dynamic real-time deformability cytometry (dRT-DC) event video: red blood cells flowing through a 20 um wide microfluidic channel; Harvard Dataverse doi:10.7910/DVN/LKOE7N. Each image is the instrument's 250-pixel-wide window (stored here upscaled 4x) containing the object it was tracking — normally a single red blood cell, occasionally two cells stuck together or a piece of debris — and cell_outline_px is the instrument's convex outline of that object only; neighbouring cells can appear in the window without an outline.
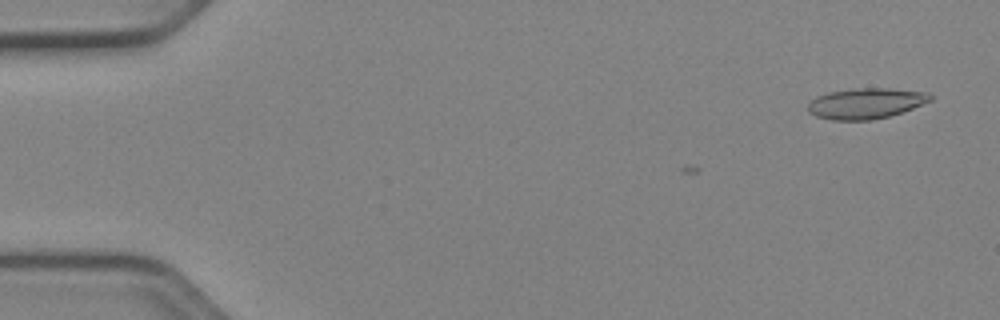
{"species": "Egyptian fruit bat (a non-hibernating species)", "species_latin": "Rousettus aegyptiacus", "temperature_condition": "cold", "stored_images_in_passage": 9, "camera_frame_rate_fps": 3000, "um_per_image_px": 0.085, "animal": {"sex": "female"}, "frame": {"image": 1, "passage_image": 3, "time_ms": 0.667, "image_size_px": [1000, 320], "cell_outline_px": [[932, 100], [912, 108], [888, 116], [872, 120], [832, 120], [816, 116], [808, 112], [808, 104], [816, 96], [828, 92], [856, 88], [888, 88], [928, 92], [932, 96]], "centroid_in_image_um": [73.58, 8.78], "position_along_channel_um": 11.4, "area_um2": 21.79}}